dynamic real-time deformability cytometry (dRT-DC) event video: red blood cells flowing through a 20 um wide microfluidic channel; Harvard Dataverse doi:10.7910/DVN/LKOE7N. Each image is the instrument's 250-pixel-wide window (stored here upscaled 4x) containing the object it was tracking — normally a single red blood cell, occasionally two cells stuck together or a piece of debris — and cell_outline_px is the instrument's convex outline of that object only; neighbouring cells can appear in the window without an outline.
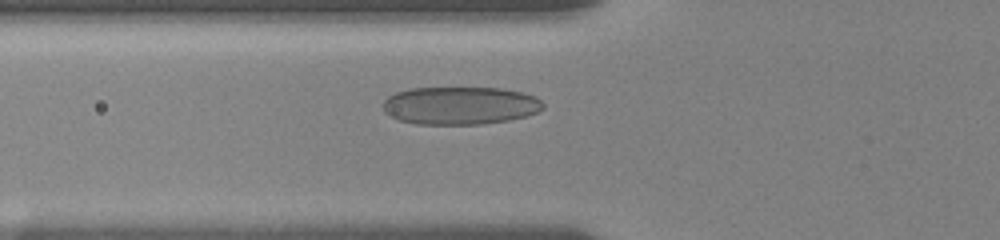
{"species": "human", "species_latin": "Homo sapiens", "temperature_condition": "room temperature", "stored_images_in_passage": 27, "camera_frame_rate_fps": 3000, "um_per_image_px": 0.085, "donor": {"sex": "female"}, "frame": {"image": 1, "passage_image": 13, "time_ms": 4.667, "image_size_px": [1000, 240], "cell_outline_px": [[544, 108], [536, 112], [524, 116], [508, 120], [480, 124], [416, 124], [400, 120], [388, 116], [384, 112], [384, 100], [388, 96], [396, 92], [408, 88], [500, 88], [520, 92], [536, 96], [544, 104]], "centroid_in_image_um": [39.08, 8.97], "position_along_channel_um": 86.7, "area_um2": 35.32}}
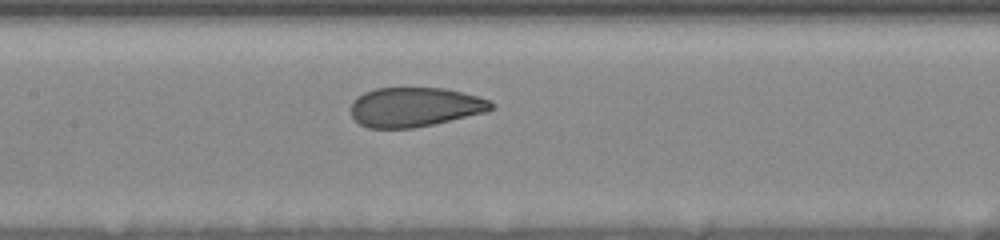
{"frame": {"image": 2, "passage_image": 19, "time_ms": 7.0, "image_size_px": [1000, 240], "cell_outline_px": [[496, 108], [484, 112], [432, 124], [412, 128], [368, 128], [360, 124], [352, 116], [352, 100], [364, 92], [376, 88], [444, 88], [492, 100], [496, 104]], "centroid_in_image_um": [35.26, 9.09], "position_along_channel_um": 172.1, "area_um2": 32.08}}
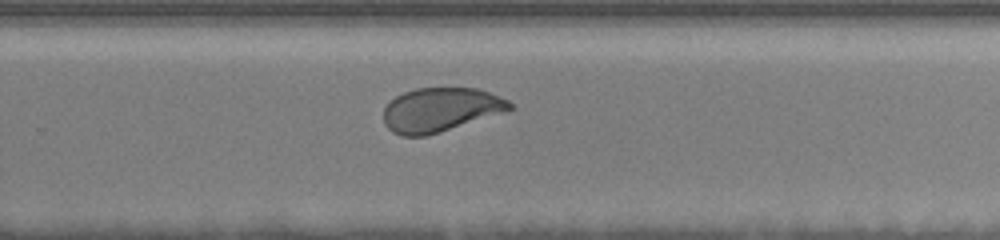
{"frame": {"image": 3, "passage_image": 27, "time_ms": 10.333, "image_size_px": [1000, 240], "cell_outline_px": [[512, 108], [508, 112], [424, 136], [400, 136], [392, 132], [384, 124], [384, 108], [396, 96], [404, 92], [416, 88], [476, 88], [488, 92], [508, 100], [512, 104]], "centroid_in_image_um": [37.45, 9.33], "position_along_channel_um": 292.4, "area_um2": 32.31}}